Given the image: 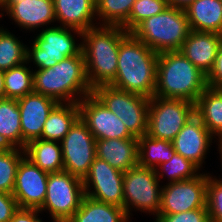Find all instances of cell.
<instances>
[{"instance_id":"23","label":"cell","mask_w":222,"mask_h":222,"mask_svg":"<svg viewBox=\"0 0 222 222\" xmlns=\"http://www.w3.org/2000/svg\"><path fill=\"white\" fill-rule=\"evenodd\" d=\"M79 118L78 103H58L49 113L40 139L61 142Z\"/></svg>"},{"instance_id":"34","label":"cell","mask_w":222,"mask_h":222,"mask_svg":"<svg viewBox=\"0 0 222 222\" xmlns=\"http://www.w3.org/2000/svg\"><path fill=\"white\" fill-rule=\"evenodd\" d=\"M167 7H169L167 0H136L129 19L122 28L131 32L144 19L163 12Z\"/></svg>"},{"instance_id":"5","label":"cell","mask_w":222,"mask_h":222,"mask_svg":"<svg viewBox=\"0 0 222 222\" xmlns=\"http://www.w3.org/2000/svg\"><path fill=\"white\" fill-rule=\"evenodd\" d=\"M190 31L185 10L167 7L163 12L144 19L131 33L160 54L180 50Z\"/></svg>"},{"instance_id":"15","label":"cell","mask_w":222,"mask_h":222,"mask_svg":"<svg viewBox=\"0 0 222 222\" xmlns=\"http://www.w3.org/2000/svg\"><path fill=\"white\" fill-rule=\"evenodd\" d=\"M48 175L26 156L20 160L12 192L19 208L39 209L43 205Z\"/></svg>"},{"instance_id":"10","label":"cell","mask_w":222,"mask_h":222,"mask_svg":"<svg viewBox=\"0 0 222 222\" xmlns=\"http://www.w3.org/2000/svg\"><path fill=\"white\" fill-rule=\"evenodd\" d=\"M194 114V103L153 96L150 98L146 134L172 141Z\"/></svg>"},{"instance_id":"41","label":"cell","mask_w":222,"mask_h":222,"mask_svg":"<svg viewBox=\"0 0 222 222\" xmlns=\"http://www.w3.org/2000/svg\"><path fill=\"white\" fill-rule=\"evenodd\" d=\"M6 98L4 85V71L0 70V99Z\"/></svg>"},{"instance_id":"22","label":"cell","mask_w":222,"mask_h":222,"mask_svg":"<svg viewBox=\"0 0 222 222\" xmlns=\"http://www.w3.org/2000/svg\"><path fill=\"white\" fill-rule=\"evenodd\" d=\"M190 29L222 35V2L195 0L185 9Z\"/></svg>"},{"instance_id":"35","label":"cell","mask_w":222,"mask_h":222,"mask_svg":"<svg viewBox=\"0 0 222 222\" xmlns=\"http://www.w3.org/2000/svg\"><path fill=\"white\" fill-rule=\"evenodd\" d=\"M206 207L210 222H222V182L208 173Z\"/></svg>"},{"instance_id":"4","label":"cell","mask_w":222,"mask_h":222,"mask_svg":"<svg viewBox=\"0 0 222 222\" xmlns=\"http://www.w3.org/2000/svg\"><path fill=\"white\" fill-rule=\"evenodd\" d=\"M206 88V75L179 50L158 55L154 96L195 104Z\"/></svg>"},{"instance_id":"27","label":"cell","mask_w":222,"mask_h":222,"mask_svg":"<svg viewBox=\"0 0 222 222\" xmlns=\"http://www.w3.org/2000/svg\"><path fill=\"white\" fill-rule=\"evenodd\" d=\"M0 146L22 149L20 111L16 99H0Z\"/></svg>"},{"instance_id":"30","label":"cell","mask_w":222,"mask_h":222,"mask_svg":"<svg viewBox=\"0 0 222 222\" xmlns=\"http://www.w3.org/2000/svg\"><path fill=\"white\" fill-rule=\"evenodd\" d=\"M27 62L4 71L6 98L19 99L34 91L33 71L25 66Z\"/></svg>"},{"instance_id":"39","label":"cell","mask_w":222,"mask_h":222,"mask_svg":"<svg viewBox=\"0 0 222 222\" xmlns=\"http://www.w3.org/2000/svg\"><path fill=\"white\" fill-rule=\"evenodd\" d=\"M38 213V209L19 208L9 222H42V219L38 218Z\"/></svg>"},{"instance_id":"8","label":"cell","mask_w":222,"mask_h":222,"mask_svg":"<svg viewBox=\"0 0 222 222\" xmlns=\"http://www.w3.org/2000/svg\"><path fill=\"white\" fill-rule=\"evenodd\" d=\"M84 196L81 178L66 171L49 173L46 198L38 210H48L54 222H67L80 208Z\"/></svg>"},{"instance_id":"33","label":"cell","mask_w":222,"mask_h":222,"mask_svg":"<svg viewBox=\"0 0 222 222\" xmlns=\"http://www.w3.org/2000/svg\"><path fill=\"white\" fill-rule=\"evenodd\" d=\"M158 168L156 169L158 179L161 180L166 172L169 183L192 179L200 174L198 173L200 168L196 164L178 153H175L169 161L160 164Z\"/></svg>"},{"instance_id":"3","label":"cell","mask_w":222,"mask_h":222,"mask_svg":"<svg viewBox=\"0 0 222 222\" xmlns=\"http://www.w3.org/2000/svg\"><path fill=\"white\" fill-rule=\"evenodd\" d=\"M128 33L119 26L98 25L82 32L86 75L92 89L115 79L120 42Z\"/></svg>"},{"instance_id":"16","label":"cell","mask_w":222,"mask_h":222,"mask_svg":"<svg viewBox=\"0 0 222 222\" xmlns=\"http://www.w3.org/2000/svg\"><path fill=\"white\" fill-rule=\"evenodd\" d=\"M22 131V149L36 139H40L49 113L58 102L48 96L32 92L17 99Z\"/></svg>"},{"instance_id":"25","label":"cell","mask_w":222,"mask_h":222,"mask_svg":"<svg viewBox=\"0 0 222 222\" xmlns=\"http://www.w3.org/2000/svg\"><path fill=\"white\" fill-rule=\"evenodd\" d=\"M124 208L84 196L80 208L67 222H128Z\"/></svg>"},{"instance_id":"13","label":"cell","mask_w":222,"mask_h":222,"mask_svg":"<svg viewBox=\"0 0 222 222\" xmlns=\"http://www.w3.org/2000/svg\"><path fill=\"white\" fill-rule=\"evenodd\" d=\"M123 177L124 172L95 157L88 174L82 180L85 195L94 200L123 208Z\"/></svg>"},{"instance_id":"37","label":"cell","mask_w":222,"mask_h":222,"mask_svg":"<svg viewBox=\"0 0 222 222\" xmlns=\"http://www.w3.org/2000/svg\"><path fill=\"white\" fill-rule=\"evenodd\" d=\"M207 87L219 89L222 86V42L218 47L216 59L211 71L206 76Z\"/></svg>"},{"instance_id":"11","label":"cell","mask_w":222,"mask_h":222,"mask_svg":"<svg viewBox=\"0 0 222 222\" xmlns=\"http://www.w3.org/2000/svg\"><path fill=\"white\" fill-rule=\"evenodd\" d=\"M60 143L63 171L83 180L96 157V139L87 124L79 118Z\"/></svg>"},{"instance_id":"20","label":"cell","mask_w":222,"mask_h":222,"mask_svg":"<svg viewBox=\"0 0 222 222\" xmlns=\"http://www.w3.org/2000/svg\"><path fill=\"white\" fill-rule=\"evenodd\" d=\"M96 157L126 172L138 165V138L96 140Z\"/></svg>"},{"instance_id":"14","label":"cell","mask_w":222,"mask_h":222,"mask_svg":"<svg viewBox=\"0 0 222 222\" xmlns=\"http://www.w3.org/2000/svg\"><path fill=\"white\" fill-rule=\"evenodd\" d=\"M80 118L87 124L96 140L126 139L134 137L125 124L92 93L79 103Z\"/></svg>"},{"instance_id":"43","label":"cell","mask_w":222,"mask_h":222,"mask_svg":"<svg viewBox=\"0 0 222 222\" xmlns=\"http://www.w3.org/2000/svg\"><path fill=\"white\" fill-rule=\"evenodd\" d=\"M0 9H1V11H2V1H1V0H0ZM3 14H4V13H0V16L2 17ZM1 17H0V18H1ZM1 28H2V27H0V29H1Z\"/></svg>"},{"instance_id":"12","label":"cell","mask_w":222,"mask_h":222,"mask_svg":"<svg viewBox=\"0 0 222 222\" xmlns=\"http://www.w3.org/2000/svg\"><path fill=\"white\" fill-rule=\"evenodd\" d=\"M207 173L162 187L159 214H177L206 207Z\"/></svg>"},{"instance_id":"26","label":"cell","mask_w":222,"mask_h":222,"mask_svg":"<svg viewBox=\"0 0 222 222\" xmlns=\"http://www.w3.org/2000/svg\"><path fill=\"white\" fill-rule=\"evenodd\" d=\"M24 151L25 156L42 171L58 173L64 169L62 148L59 142L36 139L29 142Z\"/></svg>"},{"instance_id":"2","label":"cell","mask_w":222,"mask_h":222,"mask_svg":"<svg viewBox=\"0 0 222 222\" xmlns=\"http://www.w3.org/2000/svg\"><path fill=\"white\" fill-rule=\"evenodd\" d=\"M34 92L55 99L58 103H79L92 93L86 75L83 52L65 57L53 67L33 72Z\"/></svg>"},{"instance_id":"32","label":"cell","mask_w":222,"mask_h":222,"mask_svg":"<svg viewBox=\"0 0 222 222\" xmlns=\"http://www.w3.org/2000/svg\"><path fill=\"white\" fill-rule=\"evenodd\" d=\"M25 151L20 148H0V192L12 194L15 186L16 172Z\"/></svg>"},{"instance_id":"40","label":"cell","mask_w":222,"mask_h":222,"mask_svg":"<svg viewBox=\"0 0 222 222\" xmlns=\"http://www.w3.org/2000/svg\"><path fill=\"white\" fill-rule=\"evenodd\" d=\"M195 0H167L169 7L186 9Z\"/></svg>"},{"instance_id":"21","label":"cell","mask_w":222,"mask_h":222,"mask_svg":"<svg viewBox=\"0 0 222 222\" xmlns=\"http://www.w3.org/2000/svg\"><path fill=\"white\" fill-rule=\"evenodd\" d=\"M56 21L60 26L86 31L95 27L96 0H53Z\"/></svg>"},{"instance_id":"36","label":"cell","mask_w":222,"mask_h":222,"mask_svg":"<svg viewBox=\"0 0 222 222\" xmlns=\"http://www.w3.org/2000/svg\"><path fill=\"white\" fill-rule=\"evenodd\" d=\"M154 222H210L207 208H197L177 214H158Z\"/></svg>"},{"instance_id":"1","label":"cell","mask_w":222,"mask_h":222,"mask_svg":"<svg viewBox=\"0 0 222 222\" xmlns=\"http://www.w3.org/2000/svg\"><path fill=\"white\" fill-rule=\"evenodd\" d=\"M158 55L129 32L120 42L116 76L109 85L150 99L156 88Z\"/></svg>"},{"instance_id":"28","label":"cell","mask_w":222,"mask_h":222,"mask_svg":"<svg viewBox=\"0 0 222 222\" xmlns=\"http://www.w3.org/2000/svg\"><path fill=\"white\" fill-rule=\"evenodd\" d=\"M172 141L156 139L147 134L138 137V165L157 169L175 154Z\"/></svg>"},{"instance_id":"38","label":"cell","mask_w":222,"mask_h":222,"mask_svg":"<svg viewBox=\"0 0 222 222\" xmlns=\"http://www.w3.org/2000/svg\"><path fill=\"white\" fill-rule=\"evenodd\" d=\"M18 209L13 194L0 192V222H9Z\"/></svg>"},{"instance_id":"9","label":"cell","mask_w":222,"mask_h":222,"mask_svg":"<svg viewBox=\"0 0 222 222\" xmlns=\"http://www.w3.org/2000/svg\"><path fill=\"white\" fill-rule=\"evenodd\" d=\"M156 169L144 168L139 165L124 172L123 177V208L130 219L131 208L141 212L147 211L158 216L161 208L162 188L159 184ZM155 213V214H154Z\"/></svg>"},{"instance_id":"24","label":"cell","mask_w":222,"mask_h":222,"mask_svg":"<svg viewBox=\"0 0 222 222\" xmlns=\"http://www.w3.org/2000/svg\"><path fill=\"white\" fill-rule=\"evenodd\" d=\"M195 114L208 131L222 140V92L207 87L195 103Z\"/></svg>"},{"instance_id":"17","label":"cell","mask_w":222,"mask_h":222,"mask_svg":"<svg viewBox=\"0 0 222 222\" xmlns=\"http://www.w3.org/2000/svg\"><path fill=\"white\" fill-rule=\"evenodd\" d=\"M214 138L200 118L194 114L172 140V143L176 153L201 168Z\"/></svg>"},{"instance_id":"31","label":"cell","mask_w":222,"mask_h":222,"mask_svg":"<svg viewBox=\"0 0 222 222\" xmlns=\"http://www.w3.org/2000/svg\"><path fill=\"white\" fill-rule=\"evenodd\" d=\"M27 46L3 27L0 29V70L6 71L26 62Z\"/></svg>"},{"instance_id":"7","label":"cell","mask_w":222,"mask_h":222,"mask_svg":"<svg viewBox=\"0 0 222 222\" xmlns=\"http://www.w3.org/2000/svg\"><path fill=\"white\" fill-rule=\"evenodd\" d=\"M71 31L82 37V31L73 28L52 26L43 29L32 41V49L27 47L26 62L29 64L33 61L38 69H46L65 57L79 55L82 52V43L75 42Z\"/></svg>"},{"instance_id":"42","label":"cell","mask_w":222,"mask_h":222,"mask_svg":"<svg viewBox=\"0 0 222 222\" xmlns=\"http://www.w3.org/2000/svg\"><path fill=\"white\" fill-rule=\"evenodd\" d=\"M219 142V147H218V149H219V153H220V155H221V160H222V140H220V141H218ZM222 163V162H221ZM221 166H222V164H221ZM219 181L220 182H222V179H220L219 178Z\"/></svg>"},{"instance_id":"19","label":"cell","mask_w":222,"mask_h":222,"mask_svg":"<svg viewBox=\"0 0 222 222\" xmlns=\"http://www.w3.org/2000/svg\"><path fill=\"white\" fill-rule=\"evenodd\" d=\"M221 42L220 34L191 30L179 51L207 76L214 65Z\"/></svg>"},{"instance_id":"6","label":"cell","mask_w":222,"mask_h":222,"mask_svg":"<svg viewBox=\"0 0 222 222\" xmlns=\"http://www.w3.org/2000/svg\"><path fill=\"white\" fill-rule=\"evenodd\" d=\"M92 94L123 121L134 137L147 133L149 98L111 85L95 87Z\"/></svg>"},{"instance_id":"18","label":"cell","mask_w":222,"mask_h":222,"mask_svg":"<svg viewBox=\"0 0 222 222\" xmlns=\"http://www.w3.org/2000/svg\"><path fill=\"white\" fill-rule=\"evenodd\" d=\"M2 11L21 28L34 30L56 21L53 0H1Z\"/></svg>"},{"instance_id":"29","label":"cell","mask_w":222,"mask_h":222,"mask_svg":"<svg viewBox=\"0 0 222 222\" xmlns=\"http://www.w3.org/2000/svg\"><path fill=\"white\" fill-rule=\"evenodd\" d=\"M136 0H96V15L100 26L123 27ZM101 19V20H100Z\"/></svg>"}]
</instances>
